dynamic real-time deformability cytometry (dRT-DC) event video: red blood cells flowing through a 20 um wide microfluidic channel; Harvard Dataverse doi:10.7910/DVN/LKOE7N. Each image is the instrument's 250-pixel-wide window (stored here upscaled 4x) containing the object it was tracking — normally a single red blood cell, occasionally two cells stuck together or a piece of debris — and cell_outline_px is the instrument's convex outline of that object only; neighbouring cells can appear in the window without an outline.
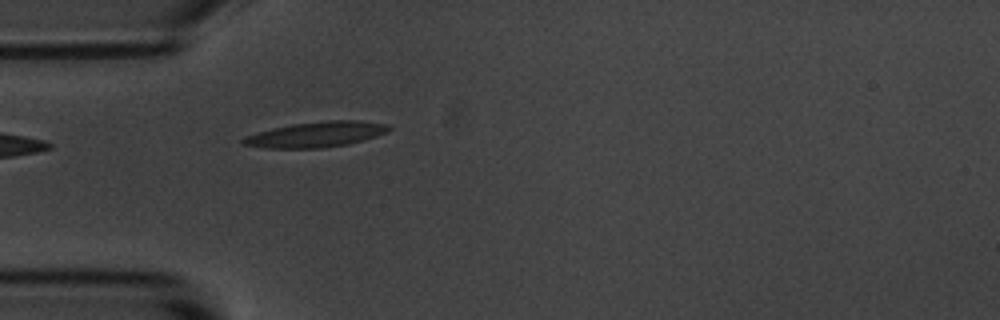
{"species": "common noctule bat (a hibernating species)", "species_latin": "Nyctalus noctula", "temperature_condition": "room temperature", "stored_images_in_passage": 2, "camera_frame_rate_fps": 3000, "um_per_image_px": 0.085, "animal": {"sex": "male", "body_mass_g": 20.1, "forearm_length_mm": 53.5}, "frame": {"image": 1, "passage_image": 2, "time_ms": 1.0, "image_size_px": [1000, 320], "cell_outline_px": [[392, 128], [376, 136], [364, 140], [348, 144], [320, 148], [264, 148], [244, 144], [240, 140], [244, 136], [256, 132], [272, 128], [292, 124], [328, 120], [356, 120], [388, 124]], "centroid_in_image_um": [26.84, 11.42], "position_along_channel_um": 58.2, "area_um2": 21.56}}